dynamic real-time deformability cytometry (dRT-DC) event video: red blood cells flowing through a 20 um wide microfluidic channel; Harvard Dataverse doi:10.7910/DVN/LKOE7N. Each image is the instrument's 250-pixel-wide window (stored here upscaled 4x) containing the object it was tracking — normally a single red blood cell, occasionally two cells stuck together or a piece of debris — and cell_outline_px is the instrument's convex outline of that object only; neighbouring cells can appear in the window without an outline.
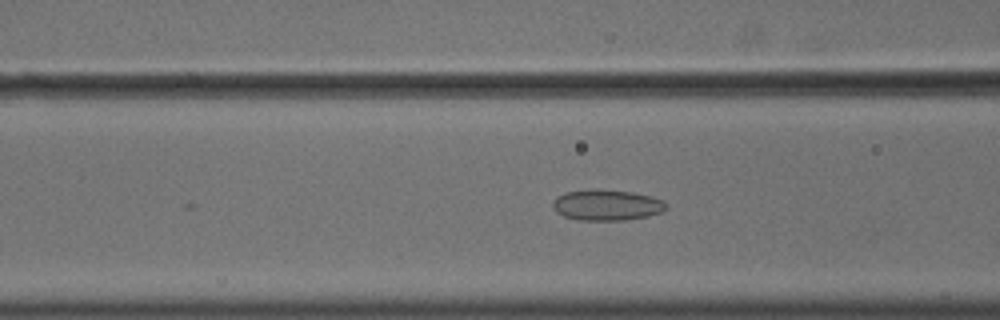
{"species": "common noctule bat (a hibernating species)", "species_latin": "Nyctalus noctula", "temperature_condition": "cold", "stored_images_in_passage": 16, "camera_frame_rate_fps": 3000, "um_per_image_px": 0.085, "animal": {"sex": "male", "body_mass_g": 18.8}, "frame": {"image": 1, "passage_image": 8, "time_ms": 2.333, "image_size_px": [1000, 320], "cell_outline_px": [[668, 208], [660, 212], [648, 216], [624, 220], [576, 220], [564, 216], [556, 212], [552, 208], [552, 200], [556, 196], [564, 192], [632, 192], [652, 196], [664, 200]], "centroid_in_image_um": [51.58, 17.47], "position_along_channel_um": 115.0, "area_um2": 19.77}}
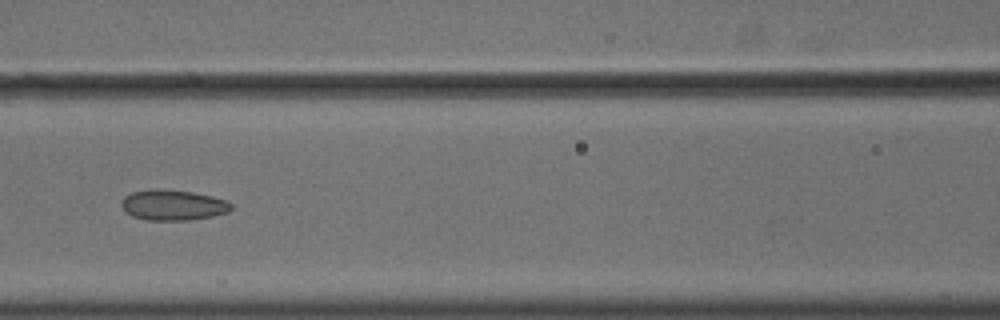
{"frame": {"image": 2, "passage_image": 11, "time_ms": 3.333, "image_size_px": [1000, 320], "cell_outline_px": [[232, 208], [228, 212], [212, 216], [188, 220], [148, 220], [132, 216], [124, 212], [120, 204], [124, 196], [132, 192], [152, 188], [164, 188], [192, 192], [212, 196], [228, 200], [232, 204]], "centroid_in_image_um": [14.68, 17.41], "position_along_channel_um": 151.9, "area_um2": 19.83}}
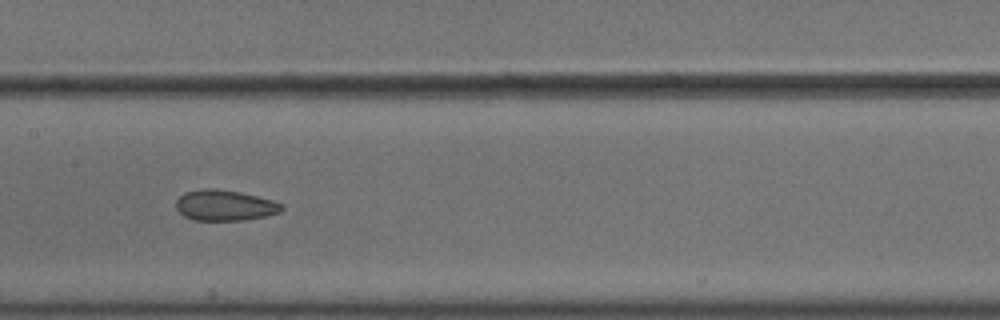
{"frame": {"image": 3, "passage_image": 14, "time_ms": 4.333, "image_size_px": [1000, 320], "cell_outline_px": [[284, 208], [280, 212], [264, 216], [244, 220], [192, 220], [184, 216], [176, 208], [176, 200], [184, 192], [204, 188], [212, 188], [240, 192], [272, 200], [284, 204]], "centroid_in_image_um": [19.09, 17.45], "position_along_channel_um": 188.3, "area_um2": 18.9}}